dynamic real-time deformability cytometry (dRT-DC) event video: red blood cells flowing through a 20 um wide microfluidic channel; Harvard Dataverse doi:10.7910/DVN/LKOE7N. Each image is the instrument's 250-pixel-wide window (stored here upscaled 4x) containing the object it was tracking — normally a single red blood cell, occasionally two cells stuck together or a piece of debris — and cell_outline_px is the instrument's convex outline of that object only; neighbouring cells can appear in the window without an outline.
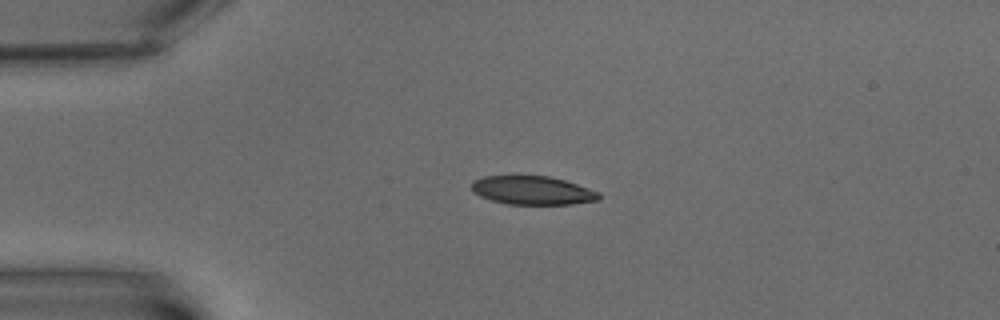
{"species": "common noctule bat (a hibernating species)", "species_latin": "Nyctalus noctula", "temperature_condition": "warm", "stored_images_in_passage": 4, "camera_frame_rate_fps": 3000, "um_per_image_px": 0.085, "animal": {"sex": "male", "body_mass_g": 15.6}, "frame": {"image": 1, "passage_image": 3, "time_ms": 3.333, "image_size_px": [1000, 320], "cell_outline_px": [[600, 200], [572, 204], [508, 204], [492, 200], [480, 196], [472, 192], [472, 180], [484, 176], [548, 176], [564, 180], [600, 192]], "centroid_in_image_um": [45.26, 16.18], "position_along_channel_um": 39.7, "area_um2": 21.15}}